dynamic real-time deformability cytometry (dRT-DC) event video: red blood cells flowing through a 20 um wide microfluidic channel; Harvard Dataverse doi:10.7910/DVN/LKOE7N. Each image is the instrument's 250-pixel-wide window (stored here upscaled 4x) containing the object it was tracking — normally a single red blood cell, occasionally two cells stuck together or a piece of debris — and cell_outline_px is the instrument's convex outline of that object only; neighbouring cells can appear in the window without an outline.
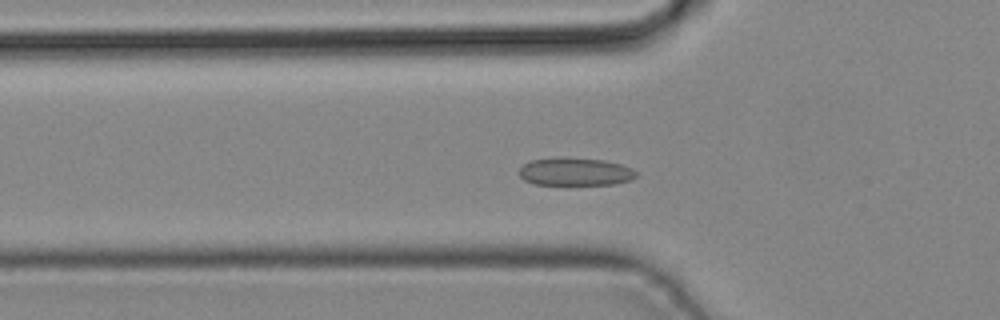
{"species": "common noctule bat (a hibernating species)", "species_latin": "Nyctalus noctula", "temperature_condition": "cold", "stored_images_in_passage": 41, "camera_frame_rate_fps": 3000, "um_per_image_px": 0.085, "animal": {"sex": "male", "body_mass_g": 19.2, "forearm_length_mm": 51.8}, "frame": {"image": 1, "passage_image": 12, "time_ms": 3.667, "image_size_px": [1000, 320], "cell_outline_px": [[636, 176], [632, 180], [616, 184], [536, 184], [524, 180], [516, 172], [524, 164], [532, 160], [556, 156], [604, 160], [620, 164], [632, 168], [636, 172]], "centroid_in_image_um": [48.87, 14.58], "position_along_channel_um": 76.9, "area_um2": 19.19}}
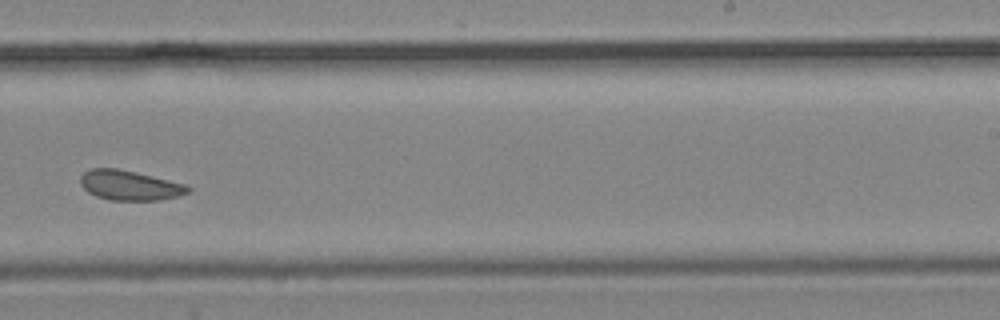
{"frame": {"image": 2, "passage_image": 25, "time_ms": 8.0, "image_size_px": [1000, 320], "cell_outline_px": [[192, 188], [188, 192], [176, 196], [160, 200], [108, 200], [96, 196], [88, 192], [80, 184], [80, 176], [84, 172], [92, 168], [116, 168], [136, 172], [188, 184]], "centroid_in_image_um": [11.03, 15.75], "position_along_channel_um": 278.0, "area_um2": 18.79}}
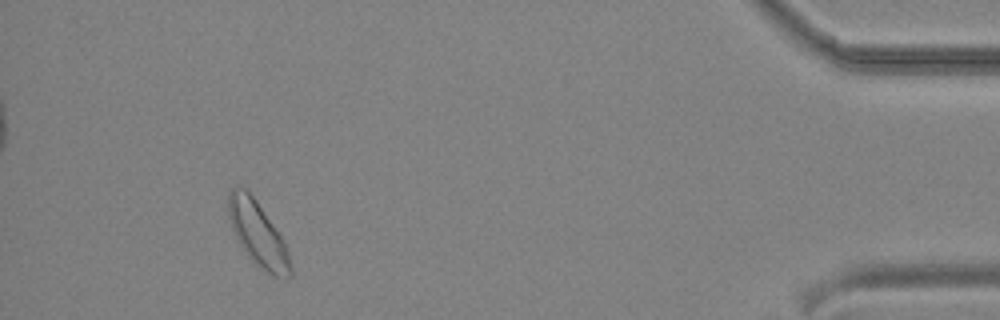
{"frame": {"image": 3, "passage_image": 38, "time_ms": 12.333, "image_size_px": [1000, 320], "cell_outline_px": [[292, 276], [272, 276], [256, 264], [248, 256], [236, 240], [228, 216], [228, 196], [232, 188], [236, 184], [244, 188], [252, 196], [284, 240], [288, 248], [292, 268]], "centroid_in_image_um": [21.9, 19.89], "position_along_channel_um": 413.3, "area_um2": 23.12}}